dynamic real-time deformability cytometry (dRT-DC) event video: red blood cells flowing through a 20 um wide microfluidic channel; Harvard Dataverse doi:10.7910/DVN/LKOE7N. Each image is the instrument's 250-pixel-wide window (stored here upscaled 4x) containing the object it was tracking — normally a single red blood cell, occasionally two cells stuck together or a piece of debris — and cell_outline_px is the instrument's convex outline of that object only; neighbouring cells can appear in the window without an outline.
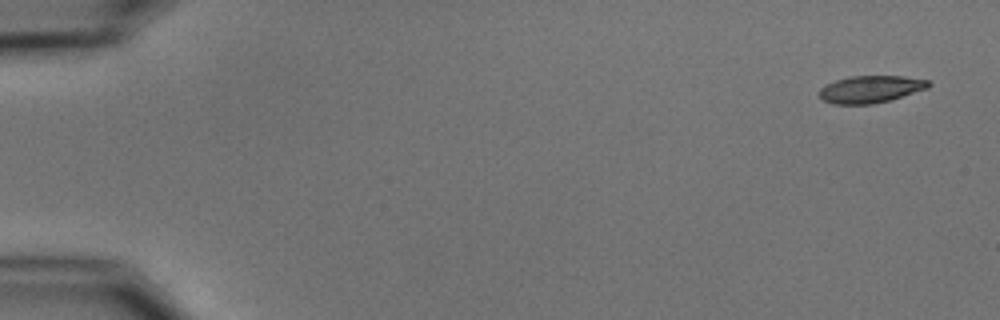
{"species": "common noctule bat (a hibernating species)", "species_latin": "Nyctalus noctula", "temperature_condition": "cold", "stored_images_in_passage": 5, "camera_frame_rate_fps": 3000, "um_per_image_px": 0.085, "animal": {"sex": "male", "body_mass_g": 15.6}, "frame": {"image": 1, "passage_image": 1, "time_ms": 0.0, "image_size_px": [1000, 320], "cell_outline_px": [[932, 84], [928, 88], [888, 100], [872, 104], [832, 104], [824, 100], [820, 96], [820, 88], [836, 80], [848, 76], [904, 76], [928, 80]], "centroid_in_image_um": [74.01, 7.57], "position_along_channel_um": 11.0, "area_um2": 17.11}}
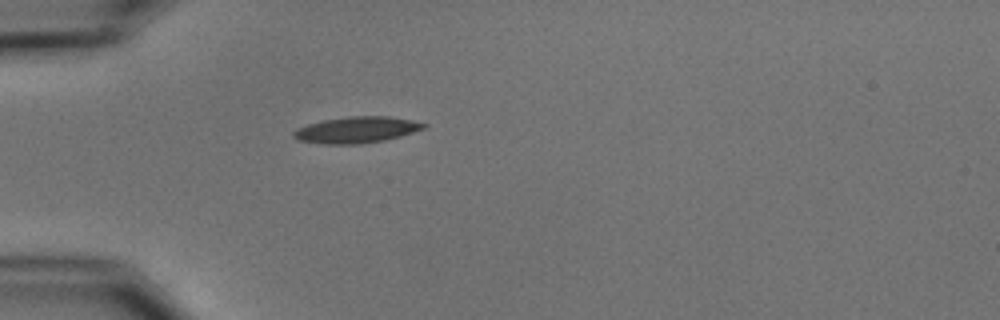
{"frame": {"image": 2, "passage_image": 5, "time_ms": 4.667, "image_size_px": [1000, 320], "cell_outline_px": [[428, 124], [424, 128], [400, 136], [384, 140], [360, 144], [324, 144], [296, 140], [292, 136], [292, 132], [296, 128], [308, 124], [324, 120], [348, 116], [388, 116], [412, 120]], "centroid_in_image_um": [30.26, 11.04], "position_along_channel_um": 54.7, "area_um2": 19.94}}